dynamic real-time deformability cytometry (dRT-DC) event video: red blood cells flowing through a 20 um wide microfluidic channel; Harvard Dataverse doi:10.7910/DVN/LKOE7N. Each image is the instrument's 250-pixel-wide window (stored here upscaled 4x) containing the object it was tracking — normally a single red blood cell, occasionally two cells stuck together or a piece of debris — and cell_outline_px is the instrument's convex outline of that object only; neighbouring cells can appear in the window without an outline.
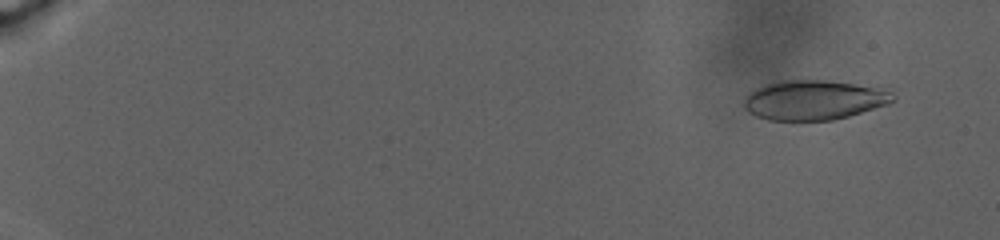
{"species": "human", "species_latin": "Homo sapiens", "temperature_condition": "warm", "stored_images_in_passage": 90, "camera_frame_rate_fps": 3000, "um_per_image_px": 0.085, "donor": {"sex": "male"}, "frame": {"image": 1, "passage_image": 10, "time_ms": 2.667, "image_size_px": [1000, 240], "cell_outline_px": [[896, 100], [888, 104], [848, 116], [832, 120], [768, 120], [756, 116], [748, 112], [744, 108], [744, 100], [756, 88], [764, 84], [776, 80], [824, 80], [852, 84], [892, 92], [896, 96]], "centroid_in_image_um": [69.14, 8.51], "position_along_channel_um": 15.9, "area_um2": 34.1}}
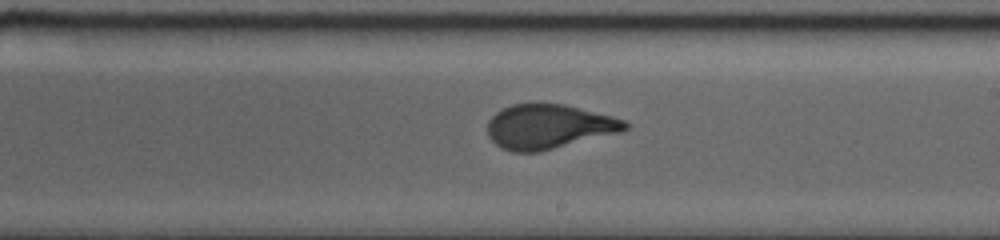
{"frame": {"image": 2, "passage_image": 57, "time_ms": 22.0, "image_size_px": [1000, 240], "cell_outline_px": [[628, 128], [624, 132], [540, 152], [512, 152], [500, 148], [488, 136], [488, 120], [496, 112], [512, 104], [564, 104], [612, 116], [624, 120], [628, 124]], "centroid_in_image_um": [46.66, 10.78], "position_along_channel_um": 242.3, "area_um2": 35.84}}
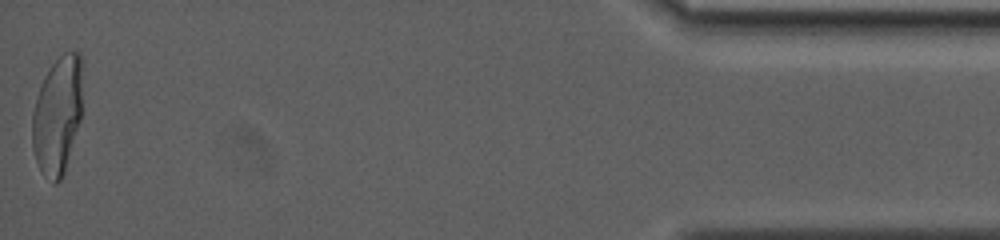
{"frame": {"image": 3, "passage_image": 90, "time_ms": 34.0, "image_size_px": [1000, 240], "cell_outline_px": [[80, 120], [64, 172], [60, 180], [56, 184], [52, 184], [44, 176], [36, 160], [32, 148], [32, 112], [40, 84], [44, 76], [52, 64], [64, 52], [80, 52]], "centroid_in_image_um": [4.84, 9.84], "position_along_channel_um": 430.4, "area_um2": 34.04}, "authors_computed_cell_mechanics": {"area_um2": 35.2002, "velocity_mm_per_s": 2.1693, "shape_relaxation_time_tau1_ms": 9.77, "shape_relaxation_time_tau2_ms": null, "deformation_change_tau1": 0.2408, "deformation_change_tau2": null}}